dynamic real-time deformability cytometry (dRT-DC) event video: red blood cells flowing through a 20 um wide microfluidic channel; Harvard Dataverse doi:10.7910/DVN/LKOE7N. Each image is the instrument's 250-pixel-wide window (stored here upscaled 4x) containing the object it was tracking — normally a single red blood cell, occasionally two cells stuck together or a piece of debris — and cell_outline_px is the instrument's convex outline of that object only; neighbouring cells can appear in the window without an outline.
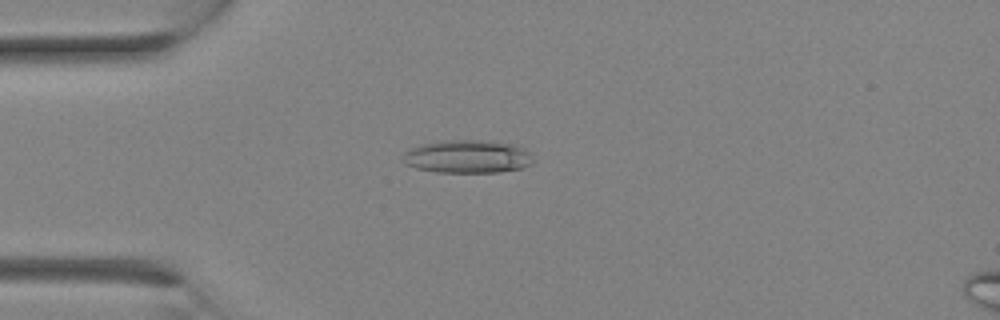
{"species": "Egyptian fruit bat (a non-hibernating species)", "species_latin": "Rousettus aegyptiacus", "temperature_condition": "room temperature", "stored_images_in_passage": 10, "camera_frame_rate_fps": 3000, "um_per_image_px": 0.085, "animal": {"sex": "female"}, "frame": {"image": 1, "passage_image": 4, "time_ms": 1.0, "image_size_px": [1000, 320], "cell_outline_px": [[536, 160], [532, 164], [524, 168], [500, 172], [436, 172], [416, 168], [404, 164], [400, 160], [400, 156], [408, 148], [420, 144], [440, 140], [480, 140], [512, 144], [524, 148]], "centroid_in_image_um": [39.69, 13.31], "position_along_channel_um": 45.3, "area_um2": 25.66}}
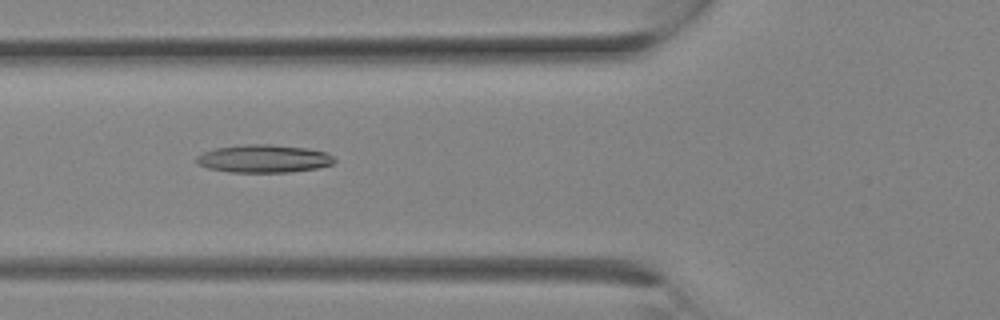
{"frame": {"image": 2, "passage_image": 7, "time_ms": 2.0, "image_size_px": [1000, 320], "cell_outline_px": [[336, 160], [332, 164], [316, 168], [288, 172], [228, 172], [208, 168], [196, 164], [196, 156], [204, 152], [216, 148], [244, 144], [268, 144], [308, 148], [328, 152]], "centroid_in_image_um": [22.41, 13.48], "position_along_channel_um": 103.4, "area_um2": 22.48}}
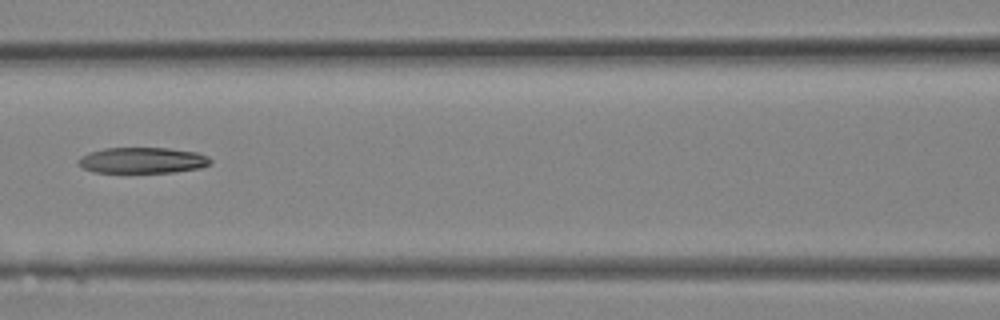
{"frame": {"image": 3, "passage_image": 9, "time_ms": 2.667, "image_size_px": [1000, 320], "cell_outline_px": [[212, 164], [200, 168], [176, 172], [92, 172], [84, 168], [76, 160], [80, 156], [88, 152], [104, 148], [168, 148], [196, 152], [208, 156], [212, 160]], "centroid_in_image_um": [12.12, 13.62], "position_along_channel_um": 154.5, "area_um2": 20.06}}